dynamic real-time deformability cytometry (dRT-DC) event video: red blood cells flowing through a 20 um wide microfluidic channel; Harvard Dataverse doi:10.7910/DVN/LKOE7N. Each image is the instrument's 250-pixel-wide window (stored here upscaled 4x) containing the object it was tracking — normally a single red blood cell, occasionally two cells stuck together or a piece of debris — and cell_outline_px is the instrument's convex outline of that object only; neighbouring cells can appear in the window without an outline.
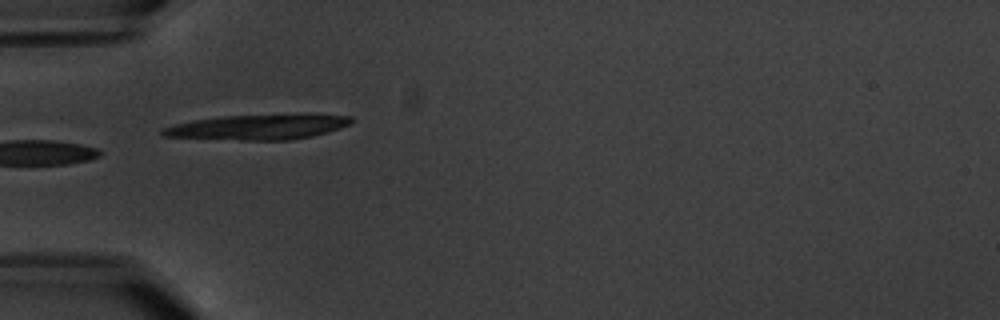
{"species": "common noctule bat (a hibernating species)", "species_latin": "Nyctalus noctula", "temperature_condition": "warm", "stored_images_in_passage": 8, "camera_frame_rate_fps": 3000, "um_per_image_px": 0.085, "animal": {"sex": "male", "body_mass_g": 20.1, "forearm_length_mm": 53.5}, "frame": {"image": 1, "passage_image": 6, "time_ms": 7.0, "image_size_px": [1000, 320], "cell_outline_px": [[352, 120], [348, 124], [340, 128], [328, 132], [312, 136], [288, 140], [240, 140], [164, 136], [160, 132], [160, 128], [192, 120], [220, 116], [304, 112], [312, 112], [352, 116]], "centroid_in_image_um": [22.03, 10.75], "position_along_channel_um": 63.0, "area_um2": 28.55}}